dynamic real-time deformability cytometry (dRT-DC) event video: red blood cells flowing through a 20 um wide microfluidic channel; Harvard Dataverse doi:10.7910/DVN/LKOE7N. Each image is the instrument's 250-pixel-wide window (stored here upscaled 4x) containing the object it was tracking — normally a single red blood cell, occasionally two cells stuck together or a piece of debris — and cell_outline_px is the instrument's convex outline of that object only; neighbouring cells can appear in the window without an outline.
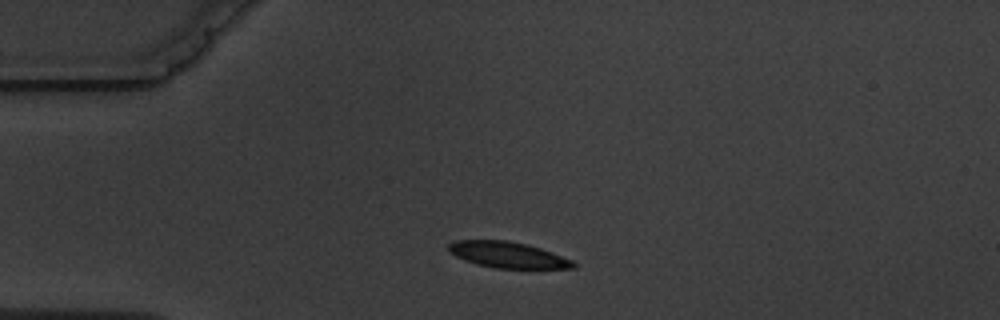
{"species": "common noctule bat (a hibernating species)", "species_latin": "Nyctalus noctula", "temperature_condition": "warm", "stored_images_in_passage": 5, "camera_frame_rate_fps": 3000, "um_per_image_px": 0.085, "animal": {"sex": "male", "body_mass_g": 19.5, "forearm_length_mm": 54.6}, "frame": {"image": 1, "passage_image": 1, "time_ms": 0.0, "image_size_px": [1000, 320], "cell_outline_px": [[576, 268], [496, 268], [476, 264], [464, 260], [448, 252], [448, 244], [456, 240], [508, 240], [540, 248], [552, 252], [572, 260], [576, 264]], "centroid_in_image_um": [43.13, 21.66], "position_along_channel_um": 41.9, "area_um2": 18.84}}
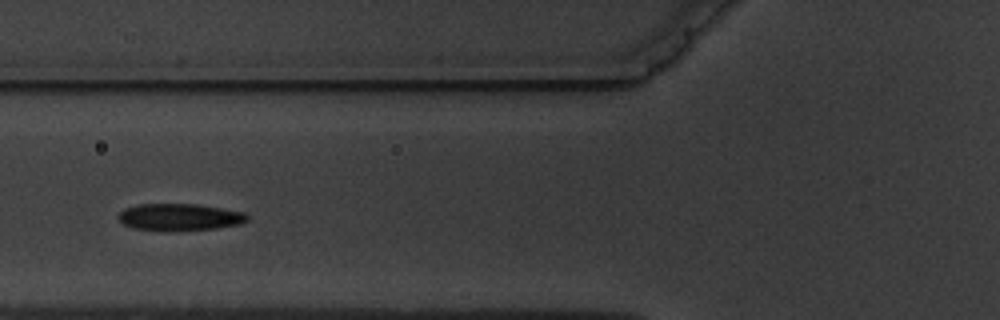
{"frame": {"image": 2, "passage_image": 3, "time_ms": 2.667, "image_size_px": [1000, 320], "cell_outline_px": [[248, 220], [240, 224], [216, 228], [168, 232], [132, 228], [124, 224], [116, 216], [124, 208], [140, 204], [196, 204], [244, 212], [248, 216]], "centroid_in_image_um": [15.23, 18.47], "position_along_channel_um": 110.6, "area_um2": 20.46}}
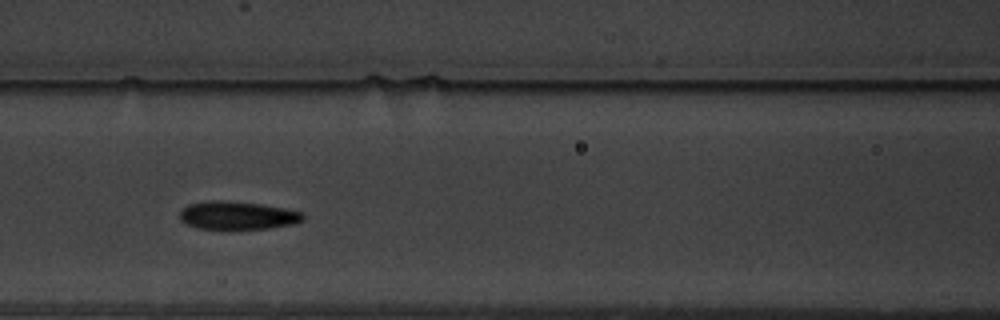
{"frame": {"image": 3, "passage_image": 4, "time_ms": 3.667, "image_size_px": [1000, 320], "cell_outline_px": [[304, 220], [292, 224], [272, 228], [232, 232], [228, 232], [196, 228], [180, 220], [180, 212], [188, 204], [212, 200], [224, 200], [260, 204], [284, 208], [304, 212]], "centroid_in_image_um": [20.19, 18.36], "position_along_channel_um": 146.4, "area_um2": 21.15}}